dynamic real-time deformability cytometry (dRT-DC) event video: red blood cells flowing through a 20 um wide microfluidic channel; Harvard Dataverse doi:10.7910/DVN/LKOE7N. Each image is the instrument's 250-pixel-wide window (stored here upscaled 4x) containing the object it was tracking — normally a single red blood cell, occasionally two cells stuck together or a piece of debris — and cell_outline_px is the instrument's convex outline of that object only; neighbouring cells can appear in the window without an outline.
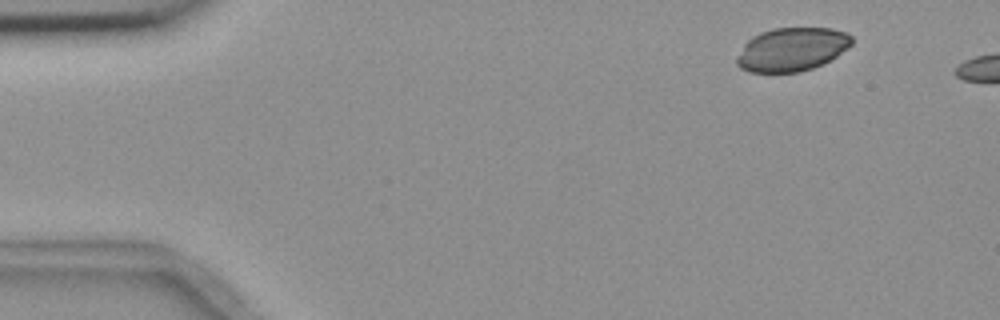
{"species": "common noctule bat (a hibernating species)", "species_latin": "Nyctalus noctula", "temperature_condition": "room temperature", "stored_images_in_passage": 4, "camera_frame_rate_fps": 3000, "um_per_image_px": 0.085, "animal": {"sex": "female", "body_mass_g": 18.4}, "frame": {"image": 1, "passage_image": 2, "time_ms": 1.0, "image_size_px": [1000, 320], "cell_outline_px": [[852, 44], [848, 48], [824, 64], [800, 72], [748, 72], [740, 68], [736, 64], [736, 56], [744, 44], [752, 36], [760, 32], [772, 28], [832, 28], [848, 32], [852, 36]], "centroid_in_image_um": [67.3, 4.19], "position_along_channel_um": 17.7, "area_um2": 29.48}}